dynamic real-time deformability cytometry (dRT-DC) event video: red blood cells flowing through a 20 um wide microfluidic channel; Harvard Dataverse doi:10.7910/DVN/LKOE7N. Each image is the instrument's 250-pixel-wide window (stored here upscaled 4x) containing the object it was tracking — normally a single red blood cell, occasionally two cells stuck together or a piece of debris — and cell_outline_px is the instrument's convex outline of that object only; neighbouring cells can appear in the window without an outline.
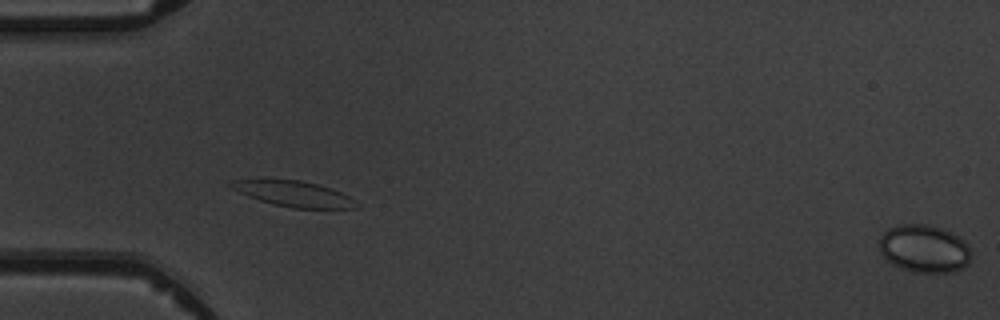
{"species": "common noctule bat (a hibernating species)", "species_latin": "Nyctalus noctula", "temperature_condition": "warm", "stored_images_in_passage": 3, "segment_of_instrument_passage": [2, 2], "camera_frame_rate_fps": 3000, "um_per_image_px": 0.085, "animal": {"sex": "male", "body_mass_g": 19.5, "forearm_length_mm": 54.6}, "frame": {"image": 1, "passage_image": 3, "time_ms": 2.333, "image_size_px": [1000, 320], "cell_outline_px": [[972, 252], [968, 264], [952, 272], [912, 272], [892, 264], [880, 252], [880, 236], [888, 228], [900, 224], [924, 224], [960, 236], [968, 244]], "centroid_in_image_um": [78.56, 21.14], "position_along_channel_um": 6.4, "area_um2": 25.43}}